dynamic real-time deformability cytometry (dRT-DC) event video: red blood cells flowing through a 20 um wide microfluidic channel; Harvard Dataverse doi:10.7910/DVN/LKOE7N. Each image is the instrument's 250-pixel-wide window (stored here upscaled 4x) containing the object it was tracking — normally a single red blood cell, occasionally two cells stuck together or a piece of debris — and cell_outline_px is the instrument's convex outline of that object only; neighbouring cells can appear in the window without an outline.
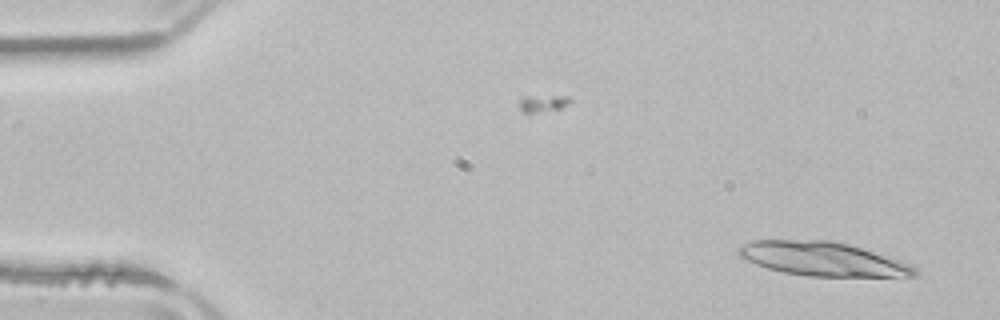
{"species": "common noctule bat (a hibernating species)", "species_latin": "Nyctalus noctula", "temperature_condition": "room temperature", "stored_images_in_passage": 2, "camera_frame_rate_fps": 3000, "um_per_image_px": 0.085, "animal": {"sex": "male", "body_mass_g": 21.5, "forearm_length_mm": 52.0}, "frame": {"image": 1, "passage_image": 2, "time_ms": 2.667, "image_size_px": [1000, 320], "cell_outline_px": [[916, 276], [808, 276], [784, 272], [768, 268], [756, 264], [740, 256], [736, 252], [736, 248], [752, 240], [832, 240], [848, 244], [904, 260], [912, 264], [916, 268]], "centroid_in_image_um": [69.96, 22.0], "position_along_channel_um": 15.0, "area_um2": 34.85}}